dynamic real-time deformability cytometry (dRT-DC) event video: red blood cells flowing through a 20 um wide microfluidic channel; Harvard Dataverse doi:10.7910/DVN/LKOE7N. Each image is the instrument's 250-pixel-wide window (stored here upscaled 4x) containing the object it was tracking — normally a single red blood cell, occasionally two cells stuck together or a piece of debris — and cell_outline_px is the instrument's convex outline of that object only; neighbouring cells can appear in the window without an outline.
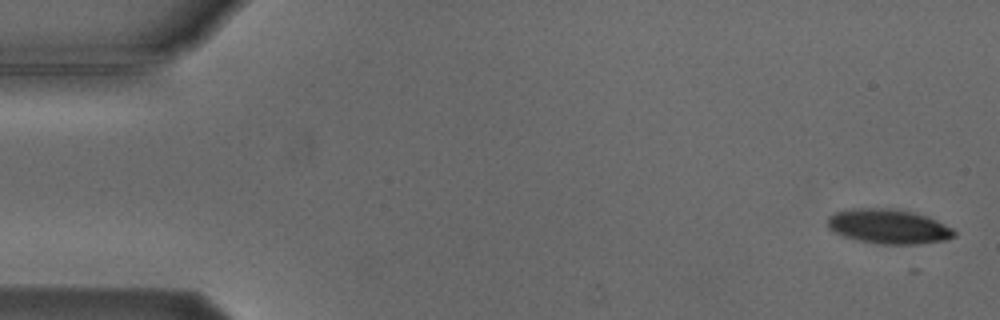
{"species": "Egyptian fruit bat (a non-hibernating species)", "species_latin": "Rousettus aegyptiacus", "temperature_condition": "cold", "stored_images_in_passage": 5, "camera_frame_rate_fps": 3000, "um_per_image_px": 0.085, "animal": {"sex": "male"}, "frame": {"image": 1, "passage_image": 1, "time_ms": 0.0, "image_size_px": [1000, 320], "cell_outline_px": [[956, 236], [944, 240], [920, 244], [876, 244], [844, 236], [828, 228], [828, 216], [836, 212], [852, 208], [896, 208], [928, 216], [952, 228], [956, 232]], "centroid_in_image_um": [75.54, 19.24], "position_along_channel_um": 9.5, "area_um2": 25.55}}
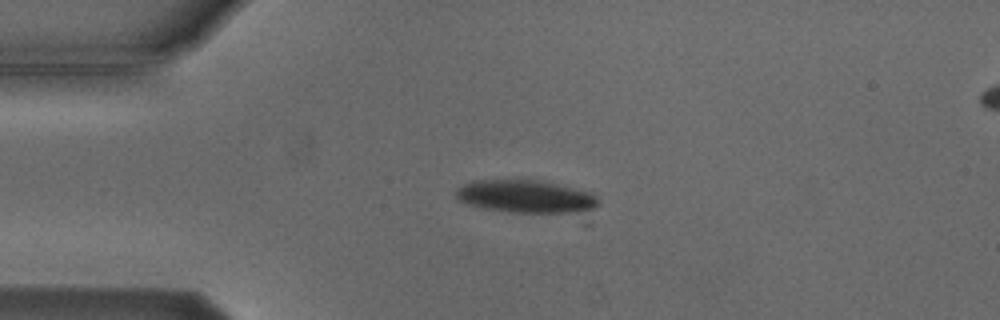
{"frame": {"image": 2, "passage_image": 4, "time_ms": 3.667, "image_size_px": [1000, 320], "cell_outline_px": [[600, 204], [592, 224], [584, 224], [508, 212], [484, 208], [468, 204], [460, 200], [456, 196], [456, 188], [472, 180], [524, 176], [592, 192], [600, 200]], "centroid_in_image_um": [45.17, 16.87], "position_along_channel_um": 39.8, "area_um2": 32.77}}